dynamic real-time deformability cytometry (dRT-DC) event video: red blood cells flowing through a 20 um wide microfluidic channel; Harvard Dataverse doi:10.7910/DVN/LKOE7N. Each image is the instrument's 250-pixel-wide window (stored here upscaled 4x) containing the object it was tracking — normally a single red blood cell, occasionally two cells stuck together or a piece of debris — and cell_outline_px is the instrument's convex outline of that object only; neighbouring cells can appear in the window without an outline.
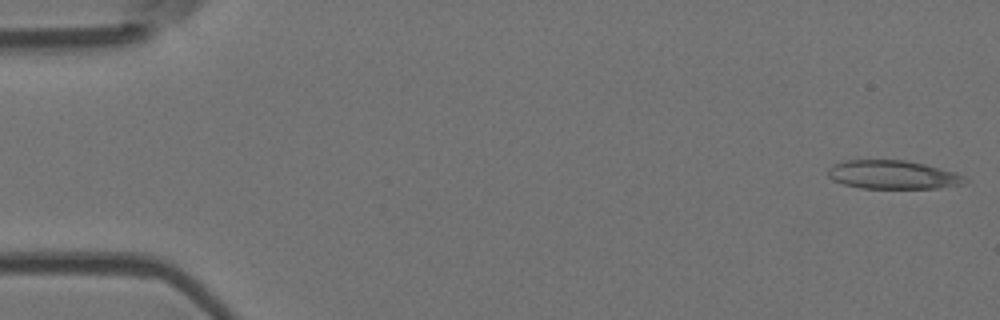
{"species": "Egyptian fruit bat (a non-hibernating species)", "species_latin": "Rousettus aegyptiacus", "temperature_condition": "room temperature", "stored_images_in_passage": 9, "camera_frame_rate_fps": 3000, "um_per_image_px": 0.085, "animal": {"sex": "female"}, "frame": {"image": 1, "passage_image": 1, "time_ms": 0.0, "image_size_px": [1000, 320], "cell_outline_px": [[972, 180], [964, 184], [940, 188], [860, 188], [844, 184], [832, 180], [828, 176], [828, 168], [832, 164], [844, 160], [904, 160], [924, 164], [956, 172]], "centroid_in_image_um": [75.91, 14.85], "position_along_channel_um": 9.1, "area_um2": 23.06}}